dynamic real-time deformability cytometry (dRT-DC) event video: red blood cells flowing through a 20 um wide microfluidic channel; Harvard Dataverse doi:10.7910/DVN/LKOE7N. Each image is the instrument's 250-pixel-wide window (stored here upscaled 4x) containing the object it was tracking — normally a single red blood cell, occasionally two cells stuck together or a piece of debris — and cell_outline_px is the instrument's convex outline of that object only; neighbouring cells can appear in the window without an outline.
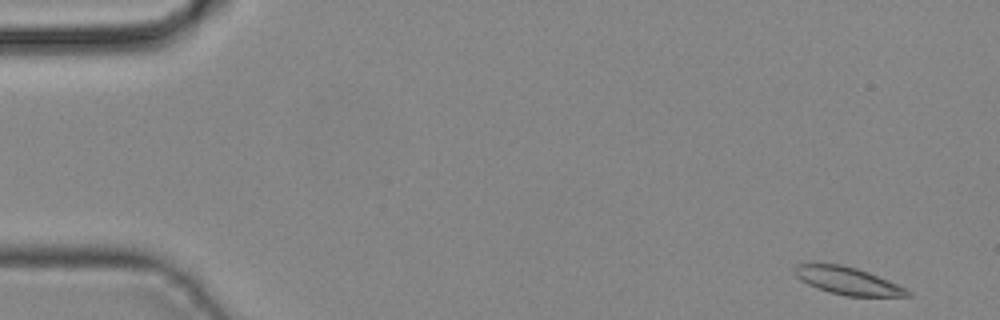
{"species": "common noctule bat (a hibernating species)", "species_latin": "Nyctalus noctula", "temperature_condition": "cold", "stored_images_in_passage": 42, "camera_frame_rate_fps": 3000, "um_per_image_px": 0.085, "animal": {"sex": "male", "body_mass_g": 19.2, "forearm_length_mm": 51.8}, "frame": {"image": 1, "passage_image": 1, "time_ms": 0.0, "image_size_px": [1000, 320], "cell_outline_px": [[912, 296], [844, 296], [828, 292], [816, 288], [808, 284], [796, 276], [796, 264], [840, 264], [856, 268], [868, 272], [888, 280], [912, 292]], "centroid_in_image_um": [72.07, 23.89], "position_along_channel_um": 12.9, "area_um2": 17.8}}
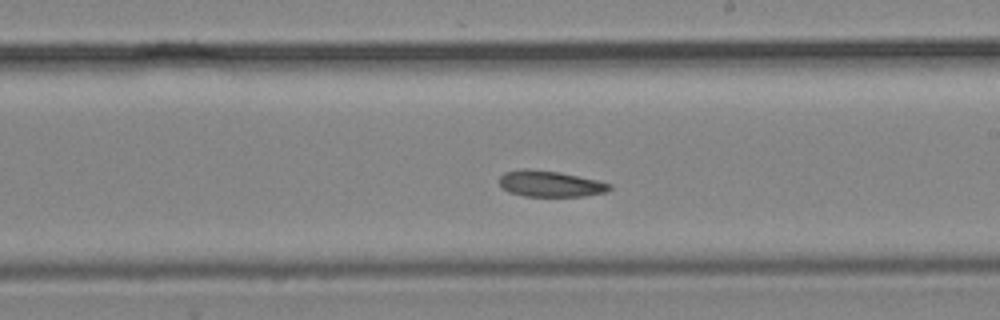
{"frame": {"image": 2, "passage_image": 24, "time_ms": 7.667, "image_size_px": [1000, 320], "cell_outline_px": [[612, 188], [604, 192], [584, 196], [524, 196], [508, 192], [500, 184], [500, 176], [504, 172], [524, 168], [528, 168], [560, 172], [596, 180], [612, 184]], "centroid_in_image_um": [46.75, 15.61], "position_along_channel_um": 242.3, "area_um2": 16.7}}
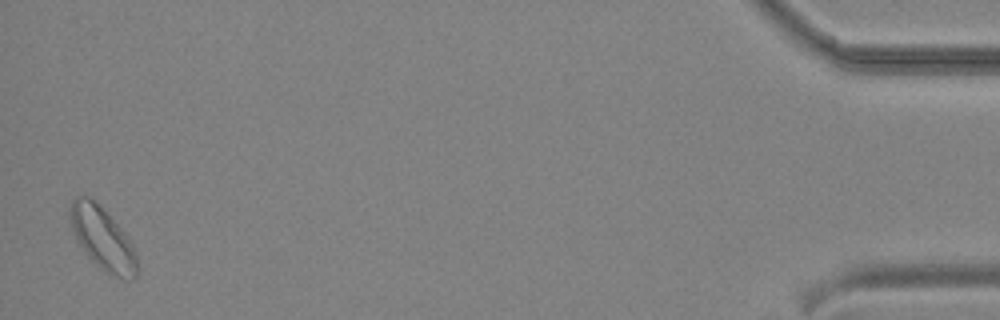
{"frame": {"image": 3, "passage_image": 42, "time_ms": 13.667, "image_size_px": [1000, 320], "cell_outline_px": [[136, 276], [132, 280], [116, 276], [100, 268], [88, 256], [80, 244], [72, 228], [68, 216], [68, 208], [72, 200], [76, 196], [88, 196], [128, 236], [136, 252]], "centroid_in_image_um": [8.7, 20.27], "position_along_channel_um": 426.5, "area_um2": 23.7}}